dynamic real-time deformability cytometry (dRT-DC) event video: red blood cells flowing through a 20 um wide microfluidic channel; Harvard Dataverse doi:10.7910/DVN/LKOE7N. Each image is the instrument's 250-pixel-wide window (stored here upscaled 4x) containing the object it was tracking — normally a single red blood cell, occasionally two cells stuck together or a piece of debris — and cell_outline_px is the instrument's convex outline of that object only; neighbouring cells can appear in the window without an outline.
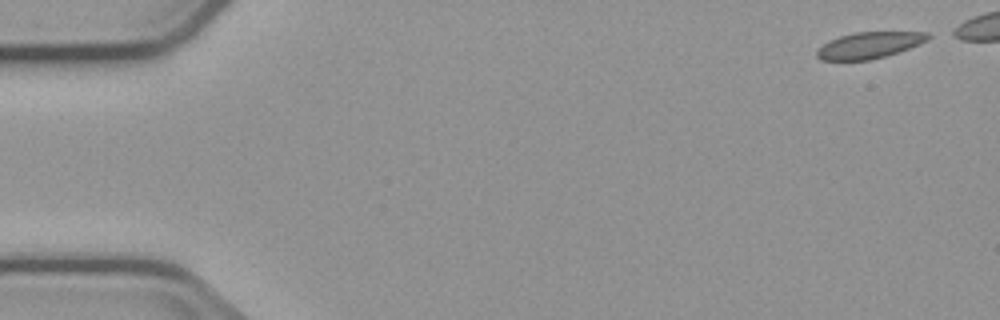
{"species": "common noctule bat (a hibernating species)", "species_latin": "Nyctalus noctula", "temperature_condition": "cold", "stored_images_in_passage": 3, "camera_frame_rate_fps": 3000, "um_per_image_px": 0.085, "animal": {"sex": "male", "body_mass_g": 23.1, "forearm_length_mm": 52.7}, "frame": {"image": 1, "passage_image": 1, "time_ms": 0.0, "image_size_px": [1000, 320], "cell_outline_px": [[932, 36], [928, 40], [908, 48], [884, 56], [868, 60], [820, 60], [816, 56], [816, 52], [828, 40], [840, 36], [856, 32], [928, 32]], "centroid_in_image_um": [73.88, 3.83], "position_along_channel_um": 11.1, "area_um2": 16.82}}